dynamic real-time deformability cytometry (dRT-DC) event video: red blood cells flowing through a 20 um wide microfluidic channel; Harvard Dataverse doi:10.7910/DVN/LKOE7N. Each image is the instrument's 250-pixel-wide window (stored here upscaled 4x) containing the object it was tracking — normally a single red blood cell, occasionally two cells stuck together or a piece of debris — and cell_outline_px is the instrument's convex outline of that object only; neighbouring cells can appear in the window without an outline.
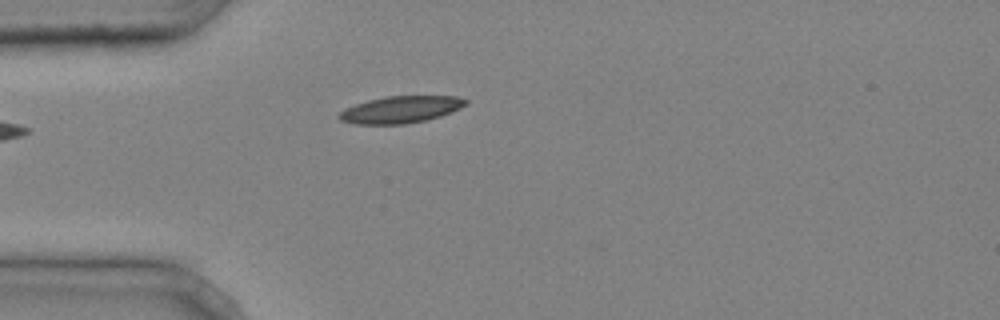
{"species": "common noctule bat (a hibernating species)", "species_latin": "Nyctalus noctula", "temperature_condition": "cold", "stored_images_in_passage": 4, "camera_frame_rate_fps": 3000, "um_per_image_px": 0.085, "animal": {"sex": "male", "body_mass_g": 20.4}, "frame": {"image": 1, "passage_image": 4, "time_ms": 1.0, "image_size_px": [1000, 320], "cell_outline_px": [[468, 104], [460, 108], [440, 116], [428, 120], [404, 124], [356, 124], [340, 120], [336, 116], [344, 108], [368, 100], [384, 96], [456, 96], [468, 100]], "centroid_in_image_um": [34.05, 9.31], "position_along_channel_um": 51.0, "area_um2": 19.94}}